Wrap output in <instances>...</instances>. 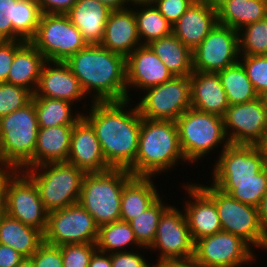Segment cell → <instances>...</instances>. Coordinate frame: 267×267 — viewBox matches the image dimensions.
<instances>
[{
    "mask_svg": "<svg viewBox=\"0 0 267 267\" xmlns=\"http://www.w3.org/2000/svg\"><path fill=\"white\" fill-rule=\"evenodd\" d=\"M45 61L39 50L30 41H26L15 53L7 83L27 88L34 94Z\"/></svg>",
    "mask_w": 267,
    "mask_h": 267,
    "instance_id": "obj_27",
    "label": "cell"
},
{
    "mask_svg": "<svg viewBox=\"0 0 267 267\" xmlns=\"http://www.w3.org/2000/svg\"><path fill=\"white\" fill-rule=\"evenodd\" d=\"M218 156L212 180L254 179L267 165L257 145L229 144Z\"/></svg>",
    "mask_w": 267,
    "mask_h": 267,
    "instance_id": "obj_17",
    "label": "cell"
},
{
    "mask_svg": "<svg viewBox=\"0 0 267 267\" xmlns=\"http://www.w3.org/2000/svg\"><path fill=\"white\" fill-rule=\"evenodd\" d=\"M239 55H267V17L238 31Z\"/></svg>",
    "mask_w": 267,
    "mask_h": 267,
    "instance_id": "obj_39",
    "label": "cell"
},
{
    "mask_svg": "<svg viewBox=\"0 0 267 267\" xmlns=\"http://www.w3.org/2000/svg\"><path fill=\"white\" fill-rule=\"evenodd\" d=\"M100 45L125 58L142 45L133 7L111 11Z\"/></svg>",
    "mask_w": 267,
    "mask_h": 267,
    "instance_id": "obj_23",
    "label": "cell"
},
{
    "mask_svg": "<svg viewBox=\"0 0 267 267\" xmlns=\"http://www.w3.org/2000/svg\"><path fill=\"white\" fill-rule=\"evenodd\" d=\"M230 144L257 145L267 129V108L260 97L238 105H230L223 116Z\"/></svg>",
    "mask_w": 267,
    "mask_h": 267,
    "instance_id": "obj_16",
    "label": "cell"
},
{
    "mask_svg": "<svg viewBox=\"0 0 267 267\" xmlns=\"http://www.w3.org/2000/svg\"><path fill=\"white\" fill-rule=\"evenodd\" d=\"M128 246H132V248L135 246V249H148L138 243L134 231L126 221L119 220L99 226L96 241V247L99 251L109 254L126 252L129 251L128 249L131 251Z\"/></svg>",
    "mask_w": 267,
    "mask_h": 267,
    "instance_id": "obj_35",
    "label": "cell"
},
{
    "mask_svg": "<svg viewBox=\"0 0 267 267\" xmlns=\"http://www.w3.org/2000/svg\"><path fill=\"white\" fill-rule=\"evenodd\" d=\"M179 161L186 163L176 121L142 118L137 155L128 168L131 174L155 178L178 166Z\"/></svg>",
    "mask_w": 267,
    "mask_h": 267,
    "instance_id": "obj_3",
    "label": "cell"
},
{
    "mask_svg": "<svg viewBox=\"0 0 267 267\" xmlns=\"http://www.w3.org/2000/svg\"><path fill=\"white\" fill-rule=\"evenodd\" d=\"M136 104L142 118L176 121L191 108L190 80L186 76H174L171 80L142 91Z\"/></svg>",
    "mask_w": 267,
    "mask_h": 267,
    "instance_id": "obj_10",
    "label": "cell"
},
{
    "mask_svg": "<svg viewBox=\"0 0 267 267\" xmlns=\"http://www.w3.org/2000/svg\"><path fill=\"white\" fill-rule=\"evenodd\" d=\"M59 247L63 267H88L93 253L97 250L96 243L65 244Z\"/></svg>",
    "mask_w": 267,
    "mask_h": 267,
    "instance_id": "obj_42",
    "label": "cell"
},
{
    "mask_svg": "<svg viewBox=\"0 0 267 267\" xmlns=\"http://www.w3.org/2000/svg\"><path fill=\"white\" fill-rule=\"evenodd\" d=\"M132 177L128 169L122 168L84 175L79 203L98 226L121 220L122 190Z\"/></svg>",
    "mask_w": 267,
    "mask_h": 267,
    "instance_id": "obj_4",
    "label": "cell"
},
{
    "mask_svg": "<svg viewBox=\"0 0 267 267\" xmlns=\"http://www.w3.org/2000/svg\"><path fill=\"white\" fill-rule=\"evenodd\" d=\"M251 249L240 237L220 231L195 241L193 261L198 267H241L255 263Z\"/></svg>",
    "mask_w": 267,
    "mask_h": 267,
    "instance_id": "obj_12",
    "label": "cell"
},
{
    "mask_svg": "<svg viewBox=\"0 0 267 267\" xmlns=\"http://www.w3.org/2000/svg\"><path fill=\"white\" fill-rule=\"evenodd\" d=\"M65 62L80 82L85 94L91 95V102L127 100L124 56L100 44H88Z\"/></svg>",
    "mask_w": 267,
    "mask_h": 267,
    "instance_id": "obj_2",
    "label": "cell"
},
{
    "mask_svg": "<svg viewBox=\"0 0 267 267\" xmlns=\"http://www.w3.org/2000/svg\"><path fill=\"white\" fill-rule=\"evenodd\" d=\"M192 53L193 71L217 73L239 61L238 31L217 24Z\"/></svg>",
    "mask_w": 267,
    "mask_h": 267,
    "instance_id": "obj_15",
    "label": "cell"
},
{
    "mask_svg": "<svg viewBox=\"0 0 267 267\" xmlns=\"http://www.w3.org/2000/svg\"><path fill=\"white\" fill-rule=\"evenodd\" d=\"M128 7H132L139 4H151L153 0H125ZM131 3V4H130Z\"/></svg>",
    "mask_w": 267,
    "mask_h": 267,
    "instance_id": "obj_56",
    "label": "cell"
},
{
    "mask_svg": "<svg viewBox=\"0 0 267 267\" xmlns=\"http://www.w3.org/2000/svg\"><path fill=\"white\" fill-rule=\"evenodd\" d=\"M130 104V100L91 102L89 112L82 113L111 168L128 169L135 162L142 117L137 106L130 108Z\"/></svg>",
    "mask_w": 267,
    "mask_h": 267,
    "instance_id": "obj_1",
    "label": "cell"
},
{
    "mask_svg": "<svg viewBox=\"0 0 267 267\" xmlns=\"http://www.w3.org/2000/svg\"><path fill=\"white\" fill-rule=\"evenodd\" d=\"M189 80L191 107L223 117L229 103L218 73L193 71Z\"/></svg>",
    "mask_w": 267,
    "mask_h": 267,
    "instance_id": "obj_24",
    "label": "cell"
},
{
    "mask_svg": "<svg viewBox=\"0 0 267 267\" xmlns=\"http://www.w3.org/2000/svg\"><path fill=\"white\" fill-rule=\"evenodd\" d=\"M98 230L94 218L78 202L48 213L44 242L54 246L96 243Z\"/></svg>",
    "mask_w": 267,
    "mask_h": 267,
    "instance_id": "obj_11",
    "label": "cell"
},
{
    "mask_svg": "<svg viewBox=\"0 0 267 267\" xmlns=\"http://www.w3.org/2000/svg\"><path fill=\"white\" fill-rule=\"evenodd\" d=\"M33 98L39 127L74 125L82 117L80 111L76 114L72 109L74 104L69 101L46 97Z\"/></svg>",
    "mask_w": 267,
    "mask_h": 267,
    "instance_id": "obj_34",
    "label": "cell"
},
{
    "mask_svg": "<svg viewBox=\"0 0 267 267\" xmlns=\"http://www.w3.org/2000/svg\"><path fill=\"white\" fill-rule=\"evenodd\" d=\"M24 172L36 184L45 210L49 213L79 202L86 174L68 162H50Z\"/></svg>",
    "mask_w": 267,
    "mask_h": 267,
    "instance_id": "obj_7",
    "label": "cell"
},
{
    "mask_svg": "<svg viewBox=\"0 0 267 267\" xmlns=\"http://www.w3.org/2000/svg\"><path fill=\"white\" fill-rule=\"evenodd\" d=\"M211 184L230 194L235 200L258 208L267 193V165L254 179L213 180Z\"/></svg>",
    "mask_w": 267,
    "mask_h": 267,
    "instance_id": "obj_32",
    "label": "cell"
},
{
    "mask_svg": "<svg viewBox=\"0 0 267 267\" xmlns=\"http://www.w3.org/2000/svg\"><path fill=\"white\" fill-rule=\"evenodd\" d=\"M17 1L0 0V40H13L12 21H15Z\"/></svg>",
    "mask_w": 267,
    "mask_h": 267,
    "instance_id": "obj_46",
    "label": "cell"
},
{
    "mask_svg": "<svg viewBox=\"0 0 267 267\" xmlns=\"http://www.w3.org/2000/svg\"><path fill=\"white\" fill-rule=\"evenodd\" d=\"M34 98L0 118V164L20 170L34 155L38 136Z\"/></svg>",
    "mask_w": 267,
    "mask_h": 267,
    "instance_id": "obj_6",
    "label": "cell"
},
{
    "mask_svg": "<svg viewBox=\"0 0 267 267\" xmlns=\"http://www.w3.org/2000/svg\"><path fill=\"white\" fill-rule=\"evenodd\" d=\"M17 267H35L30 258H24Z\"/></svg>",
    "mask_w": 267,
    "mask_h": 267,
    "instance_id": "obj_58",
    "label": "cell"
},
{
    "mask_svg": "<svg viewBox=\"0 0 267 267\" xmlns=\"http://www.w3.org/2000/svg\"><path fill=\"white\" fill-rule=\"evenodd\" d=\"M239 61L244 66L255 91L260 96L267 90V55H240Z\"/></svg>",
    "mask_w": 267,
    "mask_h": 267,
    "instance_id": "obj_41",
    "label": "cell"
},
{
    "mask_svg": "<svg viewBox=\"0 0 267 267\" xmlns=\"http://www.w3.org/2000/svg\"><path fill=\"white\" fill-rule=\"evenodd\" d=\"M25 42V40H0V83H7L15 53Z\"/></svg>",
    "mask_w": 267,
    "mask_h": 267,
    "instance_id": "obj_44",
    "label": "cell"
},
{
    "mask_svg": "<svg viewBox=\"0 0 267 267\" xmlns=\"http://www.w3.org/2000/svg\"><path fill=\"white\" fill-rule=\"evenodd\" d=\"M77 0H36L42 14H66Z\"/></svg>",
    "mask_w": 267,
    "mask_h": 267,
    "instance_id": "obj_48",
    "label": "cell"
},
{
    "mask_svg": "<svg viewBox=\"0 0 267 267\" xmlns=\"http://www.w3.org/2000/svg\"><path fill=\"white\" fill-rule=\"evenodd\" d=\"M215 202L222 231L240 237L252 249L254 246L267 250V241L262 233L258 208L235 200L213 184H198Z\"/></svg>",
    "mask_w": 267,
    "mask_h": 267,
    "instance_id": "obj_8",
    "label": "cell"
},
{
    "mask_svg": "<svg viewBox=\"0 0 267 267\" xmlns=\"http://www.w3.org/2000/svg\"><path fill=\"white\" fill-rule=\"evenodd\" d=\"M194 244L184 210L171 205L160 217L148 251L160 253L156 261L193 260Z\"/></svg>",
    "mask_w": 267,
    "mask_h": 267,
    "instance_id": "obj_13",
    "label": "cell"
},
{
    "mask_svg": "<svg viewBox=\"0 0 267 267\" xmlns=\"http://www.w3.org/2000/svg\"><path fill=\"white\" fill-rule=\"evenodd\" d=\"M139 6L142 8L139 9ZM133 7L134 9L136 8L134 15L142 45H148L153 40L172 34V25L158 11L153 3L139 4Z\"/></svg>",
    "mask_w": 267,
    "mask_h": 267,
    "instance_id": "obj_36",
    "label": "cell"
},
{
    "mask_svg": "<svg viewBox=\"0 0 267 267\" xmlns=\"http://www.w3.org/2000/svg\"><path fill=\"white\" fill-rule=\"evenodd\" d=\"M194 0H153L154 6L171 24H175Z\"/></svg>",
    "mask_w": 267,
    "mask_h": 267,
    "instance_id": "obj_45",
    "label": "cell"
},
{
    "mask_svg": "<svg viewBox=\"0 0 267 267\" xmlns=\"http://www.w3.org/2000/svg\"><path fill=\"white\" fill-rule=\"evenodd\" d=\"M201 1L205 2L209 7L217 9L226 0H201Z\"/></svg>",
    "mask_w": 267,
    "mask_h": 267,
    "instance_id": "obj_57",
    "label": "cell"
},
{
    "mask_svg": "<svg viewBox=\"0 0 267 267\" xmlns=\"http://www.w3.org/2000/svg\"><path fill=\"white\" fill-rule=\"evenodd\" d=\"M67 162L85 173L111 169L105 160L94 128L83 116L73 126Z\"/></svg>",
    "mask_w": 267,
    "mask_h": 267,
    "instance_id": "obj_19",
    "label": "cell"
},
{
    "mask_svg": "<svg viewBox=\"0 0 267 267\" xmlns=\"http://www.w3.org/2000/svg\"><path fill=\"white\" fill-rule=\"evenodd\" d=\"M170 206L160 196L149 208L128 222L142 247L149 248L152 245L160 217Z\"/></svg>",
    "mask_w": 267,
    "mask_h": 267,
    "instance_id": "obj_37",
    "label": "cell"
},
{
    "mask_svg": "<svg viewBox=\"0 0 267 267\" xmlns=\"http://www.w3.org/2000/svg\"><path fill=\"white\" fill-rule=\"evenodd\" d=\"M186 184L184 187L189 196V201L186 199V202H183L184 208L182 209H184L193 241L222 231L214 200L198 183L187 182Z\"/></svg>",
    "mask_w": 267,
    "mask_h": 267,
    "instance_id": "obj_20",
    "label": "cell"
},
{
    "mask_svg": "<svg viewBox=\"0 0 267 267\" xmlns=\"http://www.w3.org/2000/svg\"><path fill=\"white\" fill-rule=\"evenodd\" d=\"M230 105L253 101L259 97L240 61L217 72Z\"/></svg>",
    "mask_w": 267,
    "mask_h": 267,
    "instance_id": "obj_33",
    "label": "cell"
},
{
    "mask_svg": "<svg viewBox=\"0 0 267 267\" xmlns=\"http://www.w3.org/2000/svg\"><path fill=\"white\" fill-rule=\"evenodd\" d=\"M97 1L107 6L112 11L128 8L125 0H97Z\"/></svg>",
    "mask_w": 267,
    "mask_h": 267,
    "instance_id": "obj_54",
    "label": "cell"
},
{
    "mask_svg": "<svg viewBox=\"0 0 267 267\" xmlns=\"http://www.w3.org/2000/svg\"><path fill=\"white\" fill-rule=\"evenodd\" d=\"M152 267H198L193 260L185 261H155Z\"/></svg>",
    "mask_w": 267,
    "mask_h": 267,
    "instance_id": "obj_53",
    "label": "cell"
},
{
    "mask_svg": "<svg viewBox=\"0 0 267 267\" xmlns=\"http://www.w3.org/2000/svg\"><path fill=\"white\" fill-rule=\"evenodd\" d=\"M24 258L14 248L0 244V267H17Z\"/></svg>",
    "mask_w": 267,
    "mask_h": 267,
    "instance_id": "obj_49",
    "label": "cell"
},
{
    "mask_svg": "<svg viewBox=\"0 0 267 267\" xmlns=\"http://www.w3.org/2000/svg\"><path fill=\"white\" fill-rule=\"evenodd\" d=\"M263 102V105L267 108V90L259 96Z\"/></svg>",
    "mask_w": 267,
    "mask_h": 267,
    "instance_id": "obj_59",
    "label": "cell"
},
{
    "mask_svg": "<svg viewBox=\"0 0 267 267\" xmlns=\"http://www.w3.org/2000/svg\"><path fill=\"white\" fill-rule=\"evenodd\" d=\"M116 252L111 253L112 267H152V263H148L147 259L144 258V254L138 252ZM143 255V256H142Z\"/></svg>",
    "mask_w": 267,
    "mask_h": 267,
    "instance_id": "obj_47",
    "label": "cell"
},
{
    "mask_svg": "<svg viewBox=\"0 0 267 267\" xmlns=\"http://www.w3.org/2000/svg\"><path fill=\"white\" fill-rule=\"evenodd\" d=\"M152 177L133 176L122 190L121 220L129 222L149 208L160 193Z\"/></svg>",
    "mask_w": 267,
    "mask_h": 267,
    "instance_id": "obj_28",
    "label": "cell"
},
{
    "mask_svg": "<svg viewBox=\"0 0 267 267\" xmlns=\"http://www.w3.org/2000/svg\"><path fill=\"white\" fill-rule=\"evenodd\" d=\"M73 126L39 127L34 155L20 170L50 162H67Z\"/></svg>",
    "mask_w": 267,
    "mask_h": 267,
    "instance_id": "obj_25",
    "label": "cell"
},
{
    "mask_svg": "<svg viewBox=\"0 0 267 267\" xmlns=\"http://www.w3.org/2000/svg\"><path fill=\"white\" fill-rule=\"evenodd\" d=\"M111 11L97 0H77L66 15L87 44H100Z\"/></svg>",
    "mask_w": 267,
    "mask_h": 267,
    "instance_id": "obj_26",
    "label": "cell"
},
{
    "mask_svg": "<svg viewBox=\"0 0 267 267\" xmlns=\"http://www.w3.org/2000/svg\"><path fill=\"white\" fill-rule=\"evenodd\" d=\"M173 77L149 46L141 45L126 58L127 100H132L129 96V90L132 88L144 91Z\"/></svg>",
    "mask_w": 267,
    "mask_h": 267,
    "instance_id": "obj_18",
    "label": "cell"
},
{
    "mask_svg": "<svg viewBox=\"0 0 267 267\" xmlns=\"http://www.w3.org/2000/svg\"><path fill=\"white\" fill-rule=\"evenodd\" d=\"M30 42L48 61H66L88 45L66 14H42Z\"/></svg>",
    "mask_w": 267,
    "mask_h": 267,
    "instance_id": "obj_9",
    "label": "cell"
},
{
    "mask_svg": "<svg viewBox=\"0 0 267 267\" xmlns=\"http://www.w3.org/2000/svg\"><path fill=\"white\" fill-rule=\"evenodd\" d=\"M17 171L14 167L0 164V211H5L6 186Z\"/></svg>",
    "mask_w": 267,
    "mask_h": 267,
    "instance_id": "obj_50",
    "label": "cell"
},
{
    "mask_svg": "<svg viewBox=\"0 0 267 267\" xmlns=\"http://www.w3.org/2000/svg\"><path fill=\"white\" fill-rule=\"evenodd\" d=\"M176 123L182 153L191 165L213 153L216 147L223 144L222 152L230 144L222 116L191 107L177 118Z\"/></svg>",
    "mask_w": 267,
    "mask_h": 267,
    "instance_id": "obj_5",
    "label": "cell"
},
{
    "mask_svg": "<svg viewBox=\"0 0 267 267\" xmlns=\"http://www.w3.org/2000/svg\"><path fill=\"white\" fill-rule=\"evenodd\" d=\"M217 24V9L209 7L201 0H194L172 25V34L194 51Z\"/></svg>",
    "mask_w": 267,
    "mask_h": 267,
    "instance_id": "obj_22",
    "label": "cell"
},
{
    "mask_svg": "<svg viewBox=\"0 0 267 267\" xmlns=\"http://www.w3.org/2000/svg\"><path fill=\"white\" fill-rule=\"evenodd\" d=\"M30 259L35 267H63L60 247L45 242L39 246Z\"/></svg>",
    "mask_w": 267,
    "mask_h": 267,
    "instance_id": "obj_43",
    "label": "cell"
},
{
    "mask_svg": "<svg viewBox=\"0 0 267 267\" xmlns=\"http://www.w3.org/2000/svg\"><path fill=\"white\" fill-rule=\"evenodd\" d=\"M4 212L43 234L46 230L48 212L36 184L24 171L18 170L7 183Z\"/></svg>",
    "mask_w": 267,
    "mask_h": 267,
    "instance_id": "obj_14",
    "label": "cell"
},
{
    "mask_svg": "<svg viewBox=\"0 0 267 267\" xmlns=\"http://www.w3.org/2000/svg\"><path fill=\"white\" fill-rule=\"evenodd\" d=\"M41 15L36 0H18L15 21H12L13 40L30 41L36 35Z\"/></svg>",
    "mask_w": 267,
    "mask_h": 267,
    "instance_id": "obj_38",
    "label": "cell"
},
{
    "mask_svg": "<svg viewBox=\"0 0 267 267\" xmlns=\"http://www.w3.org/2000/svg\"><path fill=\"white\" fill-rule=\"evenodd\" d=\"M44 242V234L7 215H0V244L14 248L25 258H30Z\"/></svg>",
    "mask_w": 267,
    "mask_h": 267,
    "instance_id": "obj_29",
    "label": "cell"
},
{
    "mask_svg": "<svg viewBox=\"0 0 267 267\" xmlns=\"http://www.w3.org/2000/svg\"><path fill=\"white\" fill-rule=\"evenodd\" d=\"M173 76L189 77L193 73V53L175 35L148 44Z\"/></svg>",
    "mask_w": 267,
    "mask_h": 267,
    "instance_id": "obj_30",
    "label": "cell"
},
{
    "mask_svg": "<svg viewBox=\"0 0 267 267\" xmlns=\"http://www.w3.org/2000/svg\"><path fill=\"white\" fill-rule=\"evenodd\" d=\"M88 267H112L111 255L97 249L93 253Z\"/></svg>",
    "mask_w": 267,
    "mask_h": 267,
    "instance_id": "obj_51",
    "label": "cell"
},
{
    "mask_svg": "<svg viewBox=\"0 0 267 267\" xmlns=\"http://www.w3.org/2000/svg\"><path fill=\"white\" fill-rule=\"evenodd\" d=\"M33 97H46L78 103L87 95L65 61L46 60Z\"/></svg>",
    "mask_w": 267,
    "mask_h": 267,
    "instance_id": "obj_21",
    "label": "cell"
},
{
    "mask_svg": "<svg viewBox=\"0 0 267 267\" xmlns=\"http://www.w3.org/2000/svg\"><path fill=\"white\" fill-rule=\"evenodd\" d=\"M218 24L239 31L244 26L267 17L264 0H226L217 8Z\"/></svg>",
    "mask_w": 267,
    "mask_h": 267,
    "instance_id": "obj_31",
    "label": "cell"
},
{
    "mask_svg": "<svg viewBox=\"0 0 267 267\" xmlns=\"http://www.w3.org/2000/svg\"><path fill=\"white\" fill-rule=\"evenodd\" d=\"M259 149L261 150L263 156L265 157L266 163H267V129L264 132V136L262 140L257 144Z\"/></svg>",
    "mask_w": 267,
    "mask_h": 267,
    "instance_id": "obj_55",
    "label": "cell"
},
{
    "mask_svg": "<svg viewBox=\"0 0 267 267\" xmlns=\"http://www.w3.org/2000/svg\"><path fill=\"white\" fill-rule=\"evenodd\" d=\"M32 97L33 94L27 88L0 83V118L24 107Z\"/></svg>",
    "mask_w": 267,
    "mask_h": 267,
    "instance_id": "obj_40",
    "label": "cell"
},
{
    "mask_svg": "<svg viewBox=\"0 0 267 267\" xmlns=\"http://www.w3.org/2000/svg\"><path fill=\"white\" fill-rule=\"evenodd\" d=\"M258 214L260 227L264 238L267 241V193L262 198L260 206L258 207Z\"/></svg>",
    "mask_w": 267,
    "mask_h": 267,
    "instance_id": "obj_52",
    "label": "cell"
}]
</instances>
